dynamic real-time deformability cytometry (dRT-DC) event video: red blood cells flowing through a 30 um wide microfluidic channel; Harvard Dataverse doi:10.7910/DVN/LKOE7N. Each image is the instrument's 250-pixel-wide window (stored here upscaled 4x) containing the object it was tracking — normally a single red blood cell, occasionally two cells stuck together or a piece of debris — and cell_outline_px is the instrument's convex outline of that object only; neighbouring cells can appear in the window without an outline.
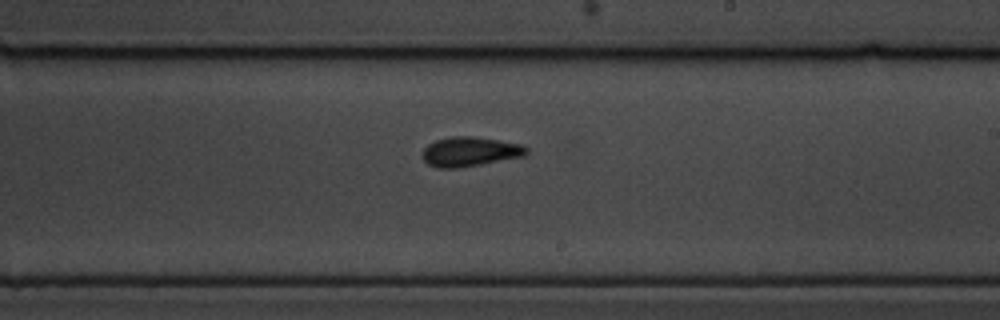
{"species": "common noctule bat (a hibernating species)", "species_latin": "Nyctalus noctula", "temperature_condition": "cold", "stored_images_in_passage": 10, "camera_frame_rate_fps": 3000, "um_per_image_px": 0.085, "animal": {"sex": "male", "body_mass_g": 19.5, "forearm_length_mm": 54.6}, "frame": {"image": 1, "passage_image": 10, "time_ms": 11.333, "image_size_px": [1000, 320], "cell_outline_px": [[528, 152], [524, 156], [480, 164], [456, 168], [436, 168], [428, 164], [420, 156], [424, 148], [428, 144], [436, 140], [452, 136], [472, 136], [500, 140], [520, 144], [528, 148]], "centroid_in_image_um": [39.91, 12.88], "position_along_channel_um": 249.1, "area_um2": 17.92}}